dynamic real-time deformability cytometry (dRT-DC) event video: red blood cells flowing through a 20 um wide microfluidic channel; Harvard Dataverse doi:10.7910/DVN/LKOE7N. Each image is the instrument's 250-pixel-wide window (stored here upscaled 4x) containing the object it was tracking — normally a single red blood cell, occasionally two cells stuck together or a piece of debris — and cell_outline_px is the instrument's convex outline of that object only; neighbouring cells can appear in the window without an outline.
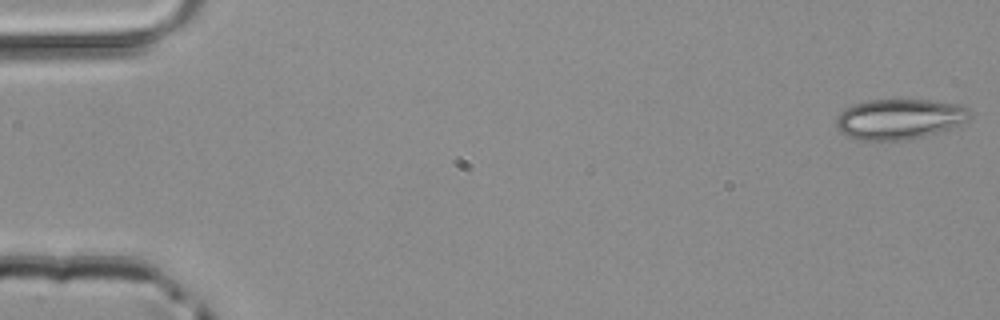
{"species": "common noctule bat (a hibernating species)", "species_latin": "Nyctalus noctula", "temperature_condition": "room temperature", "stored_images_in_passage": 10, "camera_frame_rate_fps": 3000, "um_per_image_px": 0.085, "animal": {"sex": "male", "body_mass_g": 20.4}, "frame": {"image": 1, "passage_image": 1, "time_ms": 0.0, "image_size_px": [1000, 320], "cell_outline_px": [[972, 116], [968, 120], [952, 128], [924, 136], [904, 140], [856, 140], [840, 132], [836, 128], [836, 116], [844, 108], [852, 104], [868, 100], [928, 100], [956, 104], [968, 108], [972, 112]], "centroid_in_image_um": [76.42, 10.12], "position_along_channel_um": 8.6, "area_um2": 31.67}}